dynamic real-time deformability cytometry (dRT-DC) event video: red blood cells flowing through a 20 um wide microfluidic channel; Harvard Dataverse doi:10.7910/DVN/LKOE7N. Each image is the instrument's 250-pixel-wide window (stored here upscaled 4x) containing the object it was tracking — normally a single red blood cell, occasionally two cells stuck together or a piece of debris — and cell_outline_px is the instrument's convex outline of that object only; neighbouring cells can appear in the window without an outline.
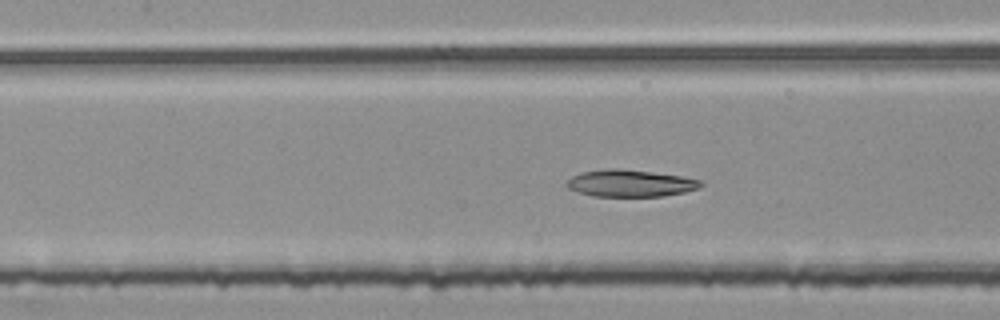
{"species": "common noctule bat (a hibernating species)", "species_latin": "Nyctalus noctula", "temperature_condition": "room temperature", "stored_images_in_passage": 52, "camera_frame_rate_fps": 3000, "um_per_image_px": 0.085, "animal": {"sex": "female", "body_mass_g": 25.1}, "frame": {"image": 1, "passage_image": 23, "time_ms": 7.333, "image_size_px": [1000, 320], "cell_outline_px": [[704, 184], [700, 188], [684, 192], [664, 196], [592, 196], [568, 188], [564, 184], [572, 176], [580, 172], [612, 168], [616, 168], [652, 172], [680, 176], [704, 180]], "centroid_in_image_um": [53.6, 15.58], "position_along_channel_um": 153.8, "area_um2": 21.1}}
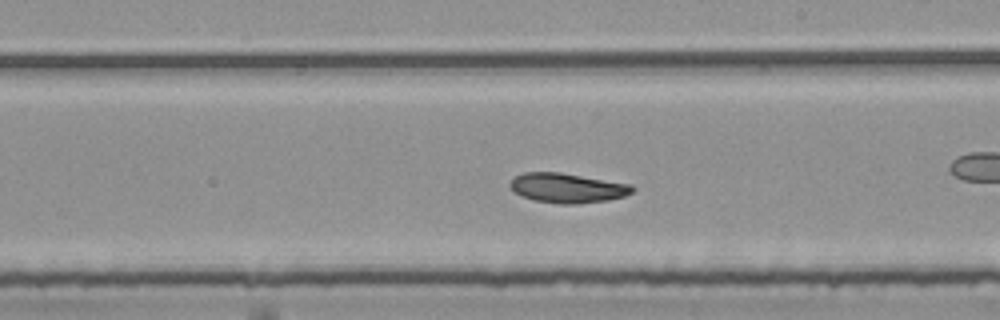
{"frame": {"image": 2, "passage_image": 30, "time_ms": 9.667, "image_size_px": [1000, 320], "cell_outline_px": [[636, 188], [632, 192], [624, 196], [608, 200], [576, 204], [560, 204], [532, 200], [520, 196], [512, 192], [508, 188], [508, 184], [516, 176], [524, 172], [560, 172], [632, 184]], "centroid_in_image_um": [48.19, 15.98], "position_along_channel_um": 240.8, "area_um2": 21.44}}
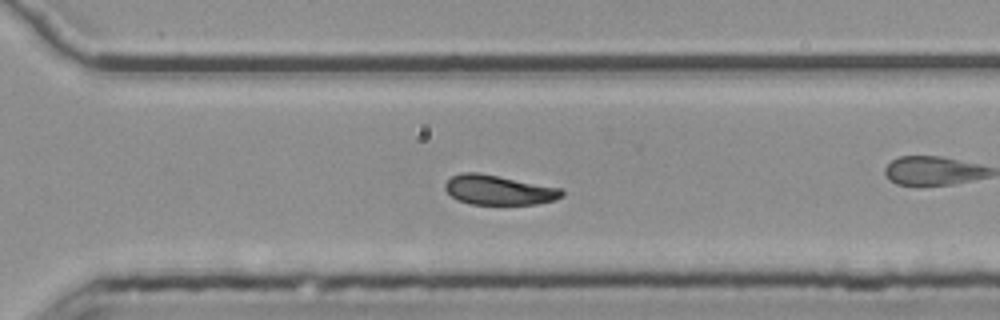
{"frame": {"image": 3, "passage_image": 37, "time_ms": 12.0, "image_size_px": [1000, 320], "cell_outline_px": [[564, 196], [556, 200], [536, 204], [468, 204], [456, 200], [444, 188], [444, 184], [452, 176], [460, 172], [480, 172], [560, 188], [564, 192]], "centroid_in_image_um": [42.38, 16.15], "position_along_channel_um": 328.2, "area_um2": 20.35}}